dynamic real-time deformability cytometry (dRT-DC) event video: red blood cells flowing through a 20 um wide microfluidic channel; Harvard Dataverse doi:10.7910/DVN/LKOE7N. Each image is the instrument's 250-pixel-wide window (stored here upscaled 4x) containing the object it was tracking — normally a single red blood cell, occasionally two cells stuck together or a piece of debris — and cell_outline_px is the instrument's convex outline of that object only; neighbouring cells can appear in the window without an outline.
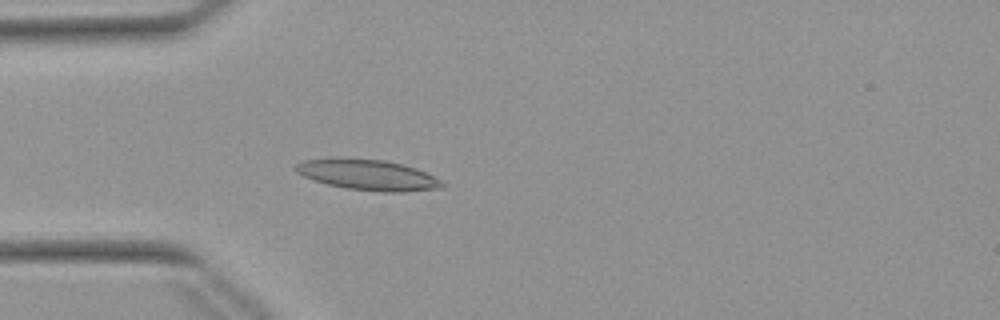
{"species": "Egyptian fruit bat (a non-hibernating species)", "species_latin": "Rousettus aegyptiacus", "temperature_condition": "warm", "stored_images_in_passage": 54, "camera_frame_rate_fps": 3000, "um_per_image_px": 0.085, "animal": {"sex": "female"}, "frame": {"image": 1, "passage_image": 15, "time_ms": 4.667, "image_size_px": [1000, 320], "cell_outline_px": [[448, 184], [444, 188], [404, 192], [384, 192], [348, 188], [328, 184], [304, 176], [296, 172], [292, 168], [296, 164], [304, 160], [340, 156], [384, 160], [404, 164], [416, 168]], "centroid_in_image_um": [31.27, 14.84], "position_along_channel_um": 53.7, "area_um2": 26.53}}
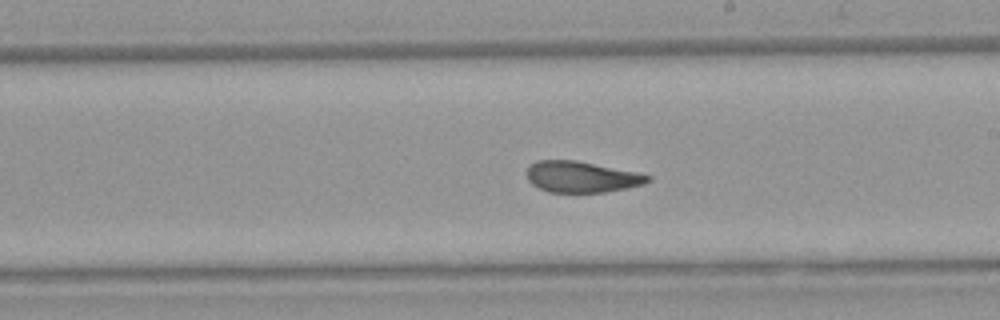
{"frame": {"image": 2, "passage_image": 30, "time_ms": 9.667, "image_size_px": [1000, 320], "cell_outline_px": [[652, 180], [644, 184], [628, 188], [604, 192], [548, 192], [532, 184], [528, 180], [528, 168], [536, 160], [576, 160], [636, 172], [652, 176]], "centroid_in_image_um": [49.46, 15.03], "position_along_channel_um": 239.5, "area_um2": 21.85}}
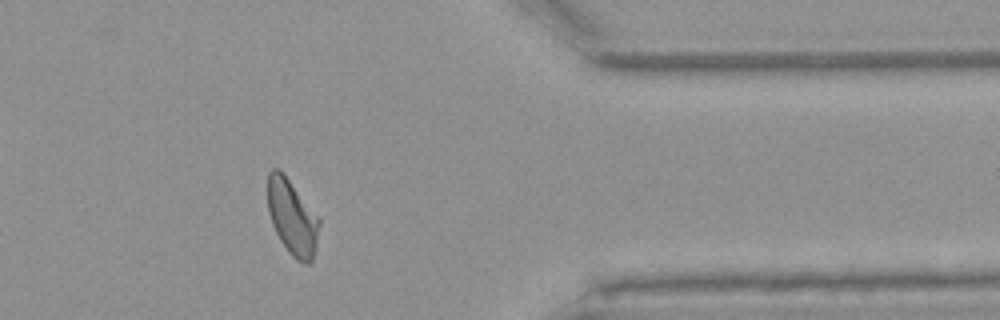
{"frame": {"image": 3, "passage_image": 43, "time_ms": 14.0, "image_size_px": [1000, 320], "cell_outline_px": [[320, 224], [316, 248], [312, 260], [308, 264], [304, 264], [296, 260], [288, 252], [280, 240], [272, 224], [268, 212], [268, 172], [272, 168], [280, 168], [284, 172], [320, 220]], "centroid_in_image_um": [24.83, 18.47], "position_along_channel_um": 386.6, "area_um2": 22.72}, "authors_computed_cell_mechanics": {"area_um2": 23.3801, "velocity_mm_per_s": 3.8492, "shape_relaxation_time_tau1_ms": 5.6977, "shape_relaxation_time_tau2_ms": 1.6676, "deformation_change_tau1": 0.1723, "deformation_change_tau2": 0.0796}}